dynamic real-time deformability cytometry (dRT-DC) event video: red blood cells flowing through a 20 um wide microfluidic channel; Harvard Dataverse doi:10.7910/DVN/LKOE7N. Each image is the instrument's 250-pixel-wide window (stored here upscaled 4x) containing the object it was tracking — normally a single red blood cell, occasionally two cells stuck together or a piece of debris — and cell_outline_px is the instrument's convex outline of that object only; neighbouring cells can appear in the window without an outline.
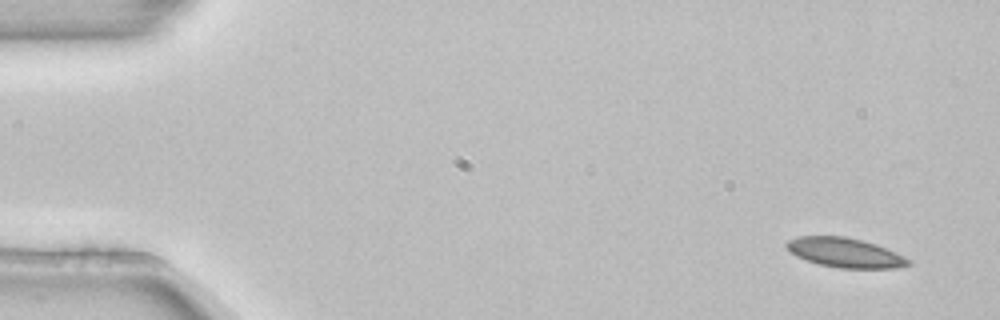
{"species": "common noctule bat (a hibernating species)", "species_latin": "Nyctalus noctula", "temperature_condition": "room temperature", "stored_images_in_passage": 5, "camera_frame_rate_fps": 3000, "um_per_image_px": 0.085, "animal": {"sex": "female", "body_mass_g": 22.7, "forearm_length_mm": 54.2}, "frame": {"image": 1, "passage_image": 1, "time_ms": 0.0, "image_size_px": [1000, 320], "cell_outline_px": [[912, 264], [896, 268], [840, 268], [820, 264], [796, 256], [784, 244], [788, 240], [800, 236], [844, 236], [864, 240], [876, 244], [896, 252], [912, 260]], "centroid_in_image_um": [71.88, 21.47], "position_along_channel_um": 13.1, "area_um2": 20.92}}
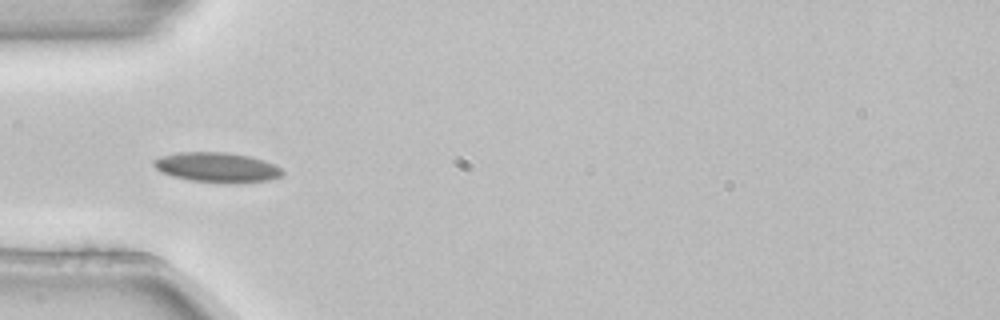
{"frame": {"image": 2, "passage_image": 4, "time_ms": 1.0, "image_size_px": [1000, 320], "cell_outline_px": [[284, 172], [280, 176], [268, 180], [240, 184], [192, 180], [172, 176], [160, 172], [152, 164], [152, 160], [160, 156], [180, 152], [224, 152], [248, 156], [264, 160], [280, 168]], "centroid_in_image_um": [18.42, 14.23], "position_along_channel_um": 66.6, "area_um2": 22.37}}